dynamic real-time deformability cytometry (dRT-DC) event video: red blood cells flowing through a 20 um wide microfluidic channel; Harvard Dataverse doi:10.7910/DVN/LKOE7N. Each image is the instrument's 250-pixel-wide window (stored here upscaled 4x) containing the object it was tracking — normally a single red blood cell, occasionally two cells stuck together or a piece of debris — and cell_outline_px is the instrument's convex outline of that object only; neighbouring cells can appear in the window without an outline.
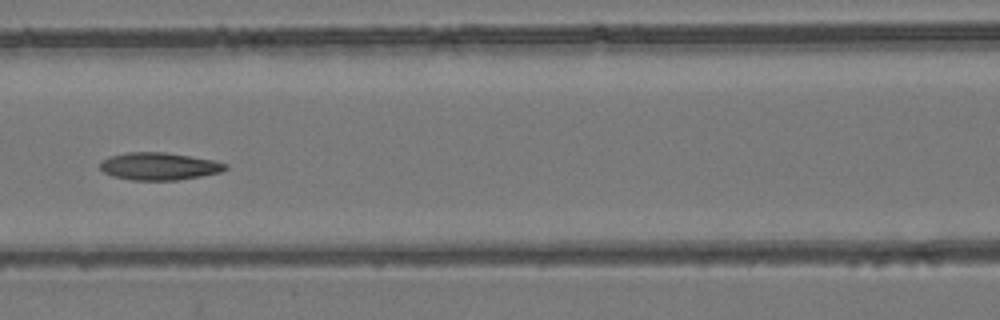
{"species": "common noctule bat (a hibernating species)", "species_latin": "Nyctalus noctula", "temperature_condition": "room temperature", "stored_images_in_passage": 7, "camera_frame_rate_fps": 3000, "um_per_image_px": 0.085, "animal": {"sex": "female", "body_mass_g": 24.6, "forearm_length_mm": 56.2}, "frame": {"image": 1, "passage_image": 7, "time_ms": 2.0, "image_size_px": [1000, 320], "cell_outline_px": [[228, 168], [220, 172], [200, 176], [176, 180], [132, 180], [112, 176], [104, 172], [100, 168], [100, 164], [108, 156], [128, 152], [164, 152], [212, 160], [228, 164]], "centroid_in_image_um": [13.5, 14.13], "position_along_channel_um": 153.1, "area_um2": 19.88}}